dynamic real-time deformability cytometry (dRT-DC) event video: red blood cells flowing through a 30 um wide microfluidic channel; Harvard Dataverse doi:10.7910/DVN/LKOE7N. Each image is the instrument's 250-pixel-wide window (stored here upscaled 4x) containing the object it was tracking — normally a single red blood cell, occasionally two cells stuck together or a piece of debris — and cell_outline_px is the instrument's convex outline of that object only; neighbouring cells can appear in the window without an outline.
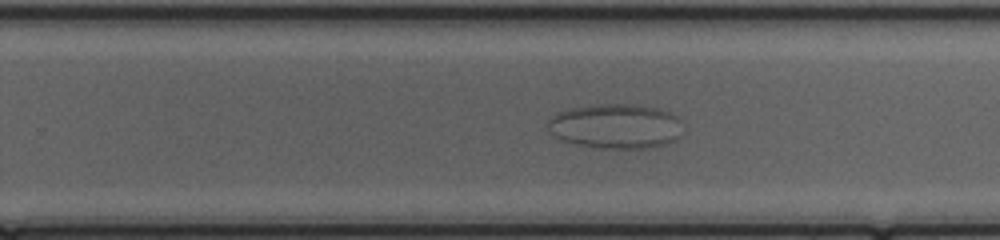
{"species": "common noctule bat (a hibernating species)", "species_latin": "Nyctalus noctula", "temperature_condition": "cold", "stored_images_in_passage": 37, "camera_frame_rate_fps": 3000, "um_per_image_px": 0.085, "animal": {"sex": "female", "body_mass_g": 20.0, "forearm_length_mm": 54.0}, "frame": {"image": 1, "passage_image": 18, "time_ms": 5.667, "image_size_px": [1000, 240], "cell_outline_px": [[680, 136], [676, 140], [664, 144], [648, 148], [592, 148], [560, 140], [548, 132], [548, 120], [556, 112], [568, 108], [600, 104], [636, 104], [656, 108], [668, 112], [676, 116]], "centroid_in_image_um": [52.24, 10.73], "position_along_channel_um": 277.6, "area_um2": 35.26}}